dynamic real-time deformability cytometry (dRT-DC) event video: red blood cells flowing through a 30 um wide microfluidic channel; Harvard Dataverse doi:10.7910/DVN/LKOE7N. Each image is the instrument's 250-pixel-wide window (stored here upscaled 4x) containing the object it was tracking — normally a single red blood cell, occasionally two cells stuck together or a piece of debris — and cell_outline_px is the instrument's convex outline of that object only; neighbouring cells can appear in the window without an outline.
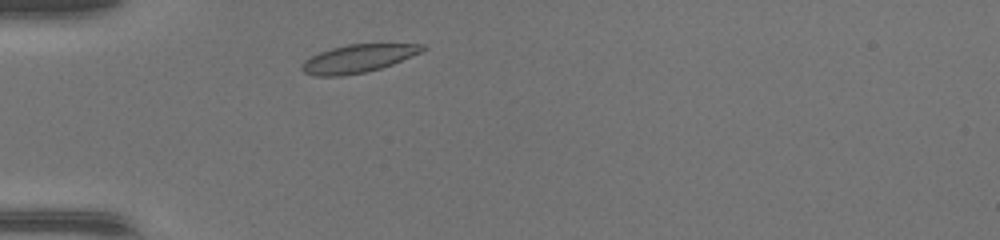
{"species": "common noctule bat (a hibernating species)", "species_latin": "Nyctalus noctula", "temperature_condition": "warm", "stored_images_in_passage": 35, "camera_frame_rate_fps": 3000, "um_per_image_px": 0.085, "animal": {"sex": "female", "body_mass_g": 17.0, "forearm_length_mm": 48.0}, "frame": {"image": 1, "passage_image": 1, "time_ms": 0.0, "image_size_px": [1000, 240], "cell_outline_px": [[424, 48], [420, 52], [392, 64], [380, 68], [364, 72], [340, 76], [320, 76], [304, 72], [300, 68], [312, 56], [320, 52], [332, 48], [352, 44], [424, 44]], "centroid_in_image_um": [30.44, 4.97], "position_along_channel_um": 54.6, "area_um2": 19.02}}
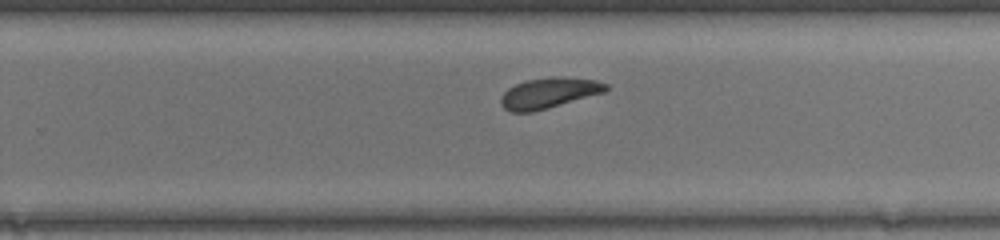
{"frame": {"image": 2, "passage_image": 18, "time_ms": 5.667, "image_size_px": [1000, 240], "cell_outline_px": [[608, 88], [604, 92], [548, 108], [532, 112], [508, 112], [500, 104], [500, 100], [504, 92], [508, 88], [516, 84], [528, 80], [552, 76], [564, 76], [596, 80], [608, 84]], "centroid_in_image_um": [46.64, 7.9], "position_along_channel_um": 283.2, "area_um2": 18.73}}
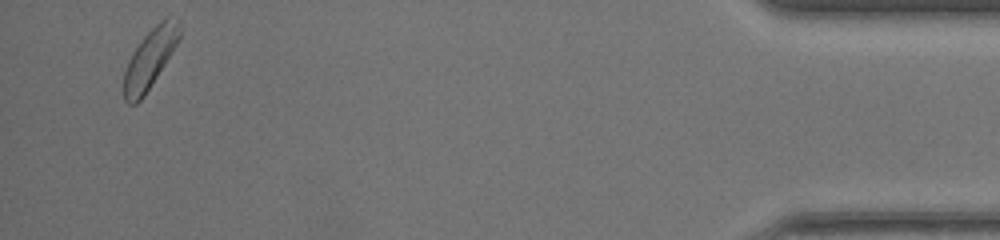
{"frame": {"image": 3, "passage_image": 33, "time_ms": 10.667, "image_size_px": [1000, 240], "cell_outline_px": [[180, 36], [176, 44], [144, 96], [136, 104], [128, 104], [124, 100], [124, 72], [128, 60], [144, 36], [160, 20], [168, 16], [180, 20]], "centroid_in_image_um": [12.73, 4.97], "position_along_channel_um": 422.5, "area_um2": 18.79}, "authors_computed_cell_mechanics": {"area_um2": 18.7272, "velocity_mm_per_s": 4.2796, "shape_relaxation_time_tau1_ms": 3.3236, "shape_relaxation_time_tau2_ms": 1.7289, "deformation_change_tau1": 0.142, "deformation_change_tau2": 0.0778}}